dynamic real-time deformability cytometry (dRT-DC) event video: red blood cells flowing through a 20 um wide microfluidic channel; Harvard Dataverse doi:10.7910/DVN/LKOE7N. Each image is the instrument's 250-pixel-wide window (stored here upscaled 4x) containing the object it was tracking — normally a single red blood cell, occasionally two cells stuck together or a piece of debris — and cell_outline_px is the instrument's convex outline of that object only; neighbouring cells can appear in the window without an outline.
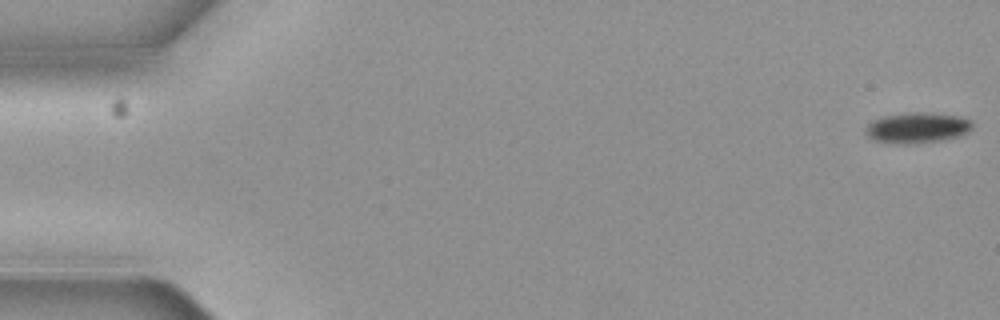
{"species": "common noctule bat (a hibernating species)", "species_latin": "Nyctalus noctula", "temperature_condition": "cold", "stored_images_in_passage": 4, "camera_frame_rate_fps": 3000, "um_per_image_px": 0.085, "animal": {"sex": "female", "body_mass_g": 19.3, "forearm_length_mm": 54.1}, "frame": {"image": 1, "passage_image": 1, "time_ms": 0.0, "image_size_px": [1000, 320], "cell_outline_px": [[972, 128], [968, 132], [960, 136], [940, 140], [908, 144], [900, 144], [872, 140], [864, 132], [868, 124], [876, 120], [888, 116], [912, 112], [916, 112], [960, 116], [972, 120]], "centroid_in_image_um": [77.99, 10.87], "position_along_channel_um": 7.0, "area_um2": 18.73}}